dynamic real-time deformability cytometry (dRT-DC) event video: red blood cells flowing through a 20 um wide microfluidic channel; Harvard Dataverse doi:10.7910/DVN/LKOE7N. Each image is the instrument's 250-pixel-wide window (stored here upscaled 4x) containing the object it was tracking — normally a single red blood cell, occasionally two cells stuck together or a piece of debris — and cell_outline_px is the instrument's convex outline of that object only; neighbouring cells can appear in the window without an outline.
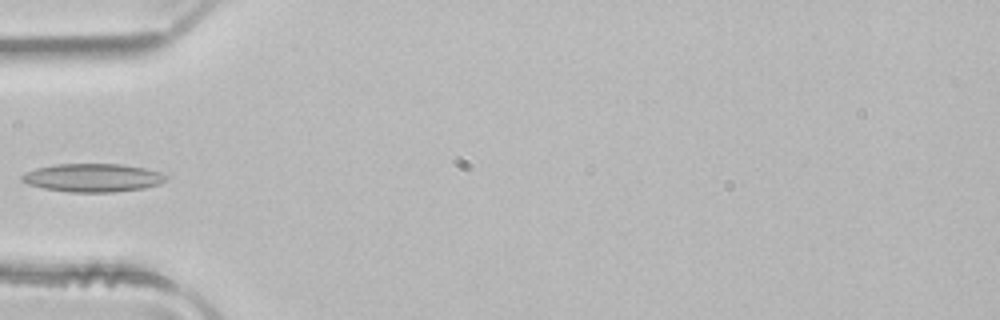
{"species": "common noctule bat (a hibernating species)", "species_latin": "Nyctalus noctula", "temperature_condition": "room temperature", "stored_images_in_passage": 4, "camera_frame_rate_fps": 3000, "um_per_image_px": 0.085, "animal": {"sex": "male", "body_mass_g": 21.5, "forearm_length_mm": 52.0}, "frame": {"image": 1, "passage_image": 4, "time_ms": 1.0, "image_size_px": [1000, 320], "cell_outline_px": [[168, 180], [160, 184], [144, 188], [112, 192], [68, 192], [44, 188], [28, 184], [20, 180], [20, 176], [24, 172], [36, 168], [56, 164], [120, 164], [144, 168], [160, 172], [168, 176]], "centroid_in_image_um": [7.88, 15.11], "position_along_channel_um": 77.1, "area_um2": 23.87}}